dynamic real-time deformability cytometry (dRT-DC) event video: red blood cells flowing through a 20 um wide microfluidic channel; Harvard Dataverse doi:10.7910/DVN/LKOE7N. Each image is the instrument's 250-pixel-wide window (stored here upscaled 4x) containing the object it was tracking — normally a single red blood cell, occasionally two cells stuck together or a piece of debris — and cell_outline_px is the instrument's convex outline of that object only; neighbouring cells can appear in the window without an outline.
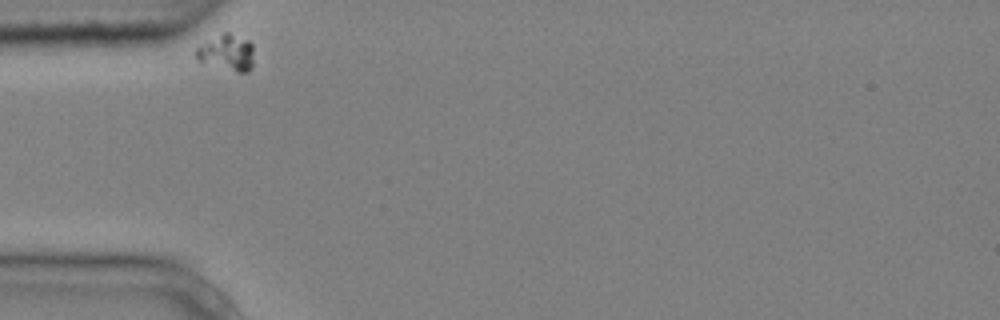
{"species": "common noctule bat (a hibernating species)", "species_latin": "Nyctalus noctula", "temperature_condition": "cold", "stored_images_in_passage": 5, "camera_frame_rate_fps": 3000, "um_per_image_px": 0.085, "animal": {"sex": "male", "body_mass_g": 20.4}, "frame": {"image": 1, "passage_image": 1, "time_ms": 0.0, "image_size_px": [1000, 320], "cell_outline_px": [[252, 68], [248, 72], [236, 72], [196, 60], [196, 48], [200, 44], [224, 32], [228, 32], [248, 40], [252, 44]], "centroid_in_image_um": [19.28, 4.47], "position_along_channel_um": 65.7, "area_um2": 12.08}}
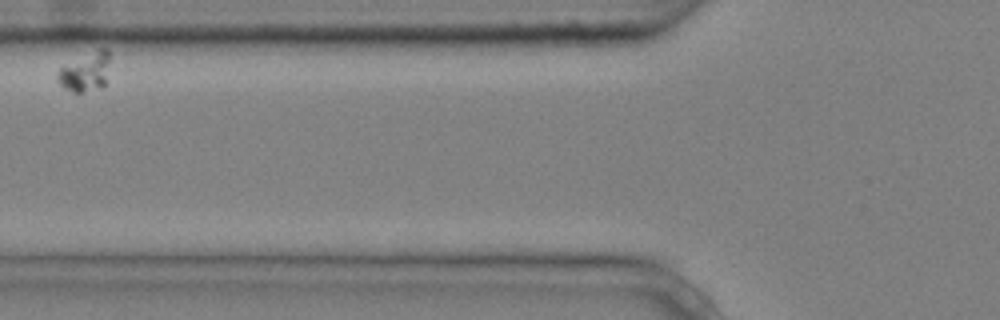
{"frame": {"image": 2, "passage_image": 2, "time_ms": 0.333, "image_size_px": [1000, 320], "cell_outline_px": [[108, 60], [104, 88], [80, 92], [72, 92], [64, 88], [60, 84], [56, 76], [56, 72], [60, 68], [100, 48], [108, 48]], "centroid_in_image_um": [7.24, 6.15], "position_along_channel_um": 118.6, "area_um2": 11.5}}
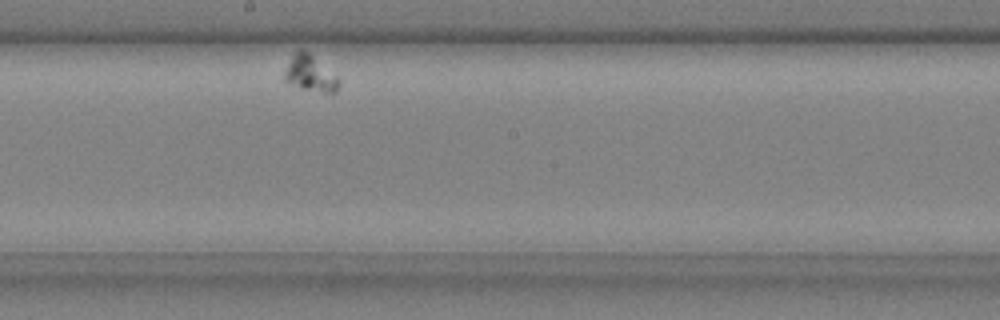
{"frame": {"image": 3, "passage_image": 5, "time_ms": 1.333, "image_size_px": [1000, 320], "cell_outline_px": [[340, 84], [336, 92], [324, 92], [300, 88], [284, 80], [284, 72], [292, 56], [300, 48], [304, 48], [336, 76], [340, 80]], "centroid_in_image_um": [26.36, 6.24], "position_along_channel_um": 221.8, "area_um2": 11.16}}